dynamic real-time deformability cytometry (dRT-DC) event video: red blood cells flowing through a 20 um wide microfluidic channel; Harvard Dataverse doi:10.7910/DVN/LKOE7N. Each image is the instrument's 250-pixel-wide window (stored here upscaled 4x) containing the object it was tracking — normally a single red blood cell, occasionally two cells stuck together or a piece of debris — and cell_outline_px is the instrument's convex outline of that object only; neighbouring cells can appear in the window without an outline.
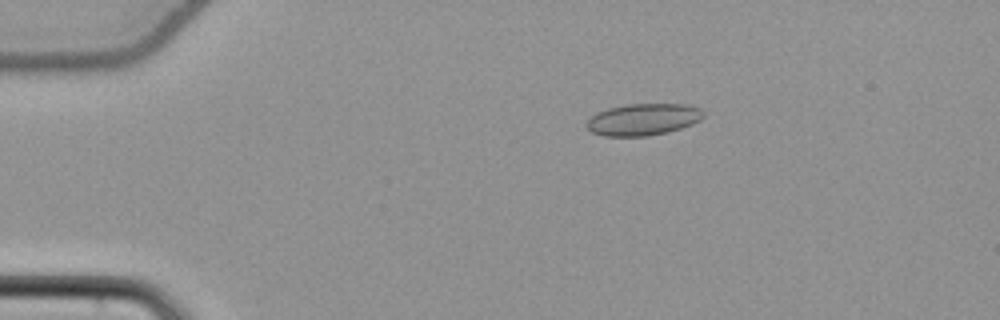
{"species": "common noctule bat (a hibernating species)", "species_latin": "Nyctalus noctula", "temperature_condition": "cold", "stored_images_in_passage": 44, "camera_frame_rate_fps": 3000, "um_per_image_px": 0.085, "animal": {"sex": "female", "body_mass_g": 22.7, "forearm_length_mm": 54.2}, "frame": {"image": 1, "passage_image": 1, "time_ms": 0.0, "image_size_px": [1000, 320], "cell_outline_px": [[704, 116], [700, 120], [692, 124], [668, 132], [648, 136], [604, 136], [592, 132], [584, 124], [596, 112], [608, 108], [624, 104], [684, 104], [700, 108], [704, 112]], "centroid_in_image_um": [54.66, 10.15], "position_along_channel_um": 30.3, "area_um2": 21.73}}
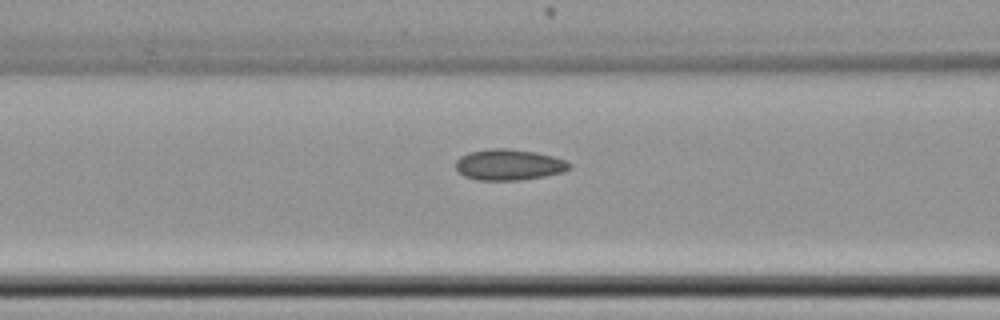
{"frame": {"image": 2, "passage_image": 13, "time_ms": 4.0, "image_size_px": [1000, 320], "cell_outline_px": [[572, 164], [564, 172], [544, 176], [520, 180], [476, 180], [464, 176], [456, 168], [456, 160], [460, 156], [468, 152], [492, 148], [508, 148], [536, 152], [568, 160]], "centroid_in_image_um": [43.26, 13.99], "position_along_channel_um": 123.3, "area_um2": 20.63}}
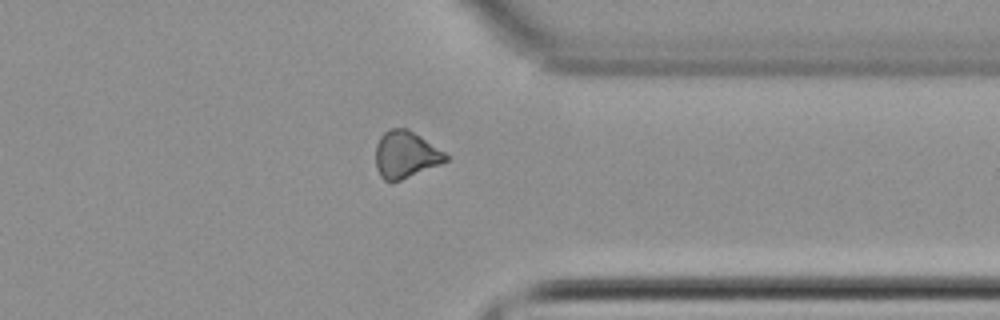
{"frame": {"image": 3, "passage_image": 33, "time_ms": 10.667, "image_size_px": [1000, 320], "cell_outline_px": [[448, 160], [392, 184], [384, 180], [380, 176], [376, 168], [376, 144], [380, 136], [388, 128], [408, 128], [444, 152], [448, 156]], "centroid_in_image_um": [34.43, 13.15], "position_along_channel_um": 377.0, "area_um2": 19.19}, "authors_computed_cell_mechanics": {"area_um2": 19.7387, "velocity_mm_per_s": 3.8633, "shape_relaxation_time_tau1_ms": null, "shape_relaxation_time_tau2_ms": 4.2628, "deformation_change_tau1": null, "deformation_change_tau2": 0.0857}}